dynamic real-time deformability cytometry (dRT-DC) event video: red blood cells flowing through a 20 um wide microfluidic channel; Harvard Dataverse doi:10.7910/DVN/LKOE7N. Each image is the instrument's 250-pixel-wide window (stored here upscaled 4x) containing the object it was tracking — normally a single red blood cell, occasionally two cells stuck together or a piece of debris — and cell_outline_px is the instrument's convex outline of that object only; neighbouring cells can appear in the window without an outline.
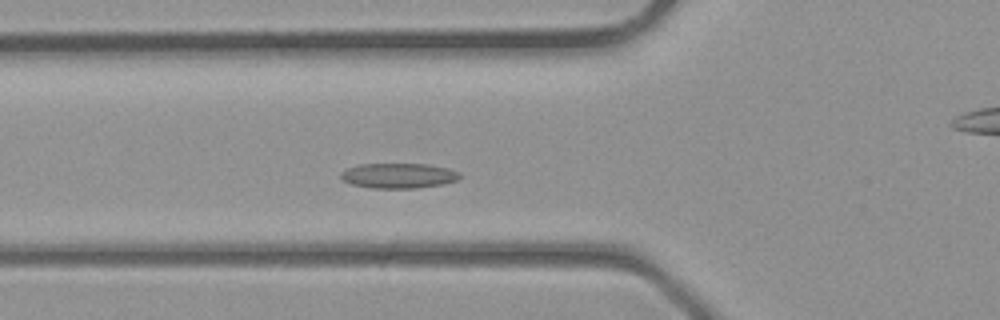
{"species": "common noctule bat (a hibernating species)", "species_latin": "Nyctalus noctula", "temperature_condition": "room temperature", "stored_images_in_passage": 35, "camera_frame_rate_fps": 3000, "um_per_image_px": 0.085, "animal": {"sex": "male", "body_mass_g": 23.1, "forearm_length_mm": 52.7}, "frame": {"image": 1, "passage_image": 10, "time_ms": 3.0, "image_size_px": [1000, 320], "cell_outline_px": [[460, 176], [456, 180], [440, 184], [416, 188], [368, 188], [352, 184], [344, 180], [340, 176], [340, 172], [348, 168], [360, 164], [428, 164], [448, 168], [460, 172]], "centroid_in_image_um": [33.86, 14.93], "position_along_channel_um": 91.9, "area_um2": 17.28}}
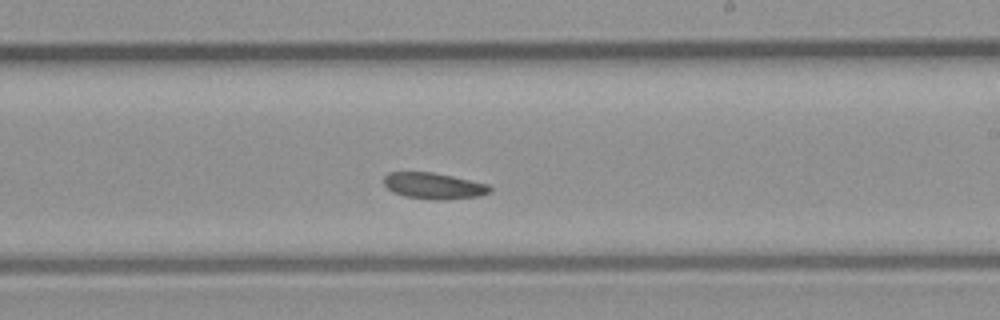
{"frame": {"image": 2, "passage_image": 19, "time_ms": 6.0, "image_size_px": [1000, 320], "cell_outline_px": [[492, 192], [480, 196], [440, 200], [436, 200], [404, 196], [392, 192], [384, 184], [384, 176], [388, 172], [432, 172], [452, 176], [488, 184], [492, 188]], "centroid_in_image_um": [36.87, 15.8], "position_along_channel_um": 252.1, "area_um2": 16.24}}
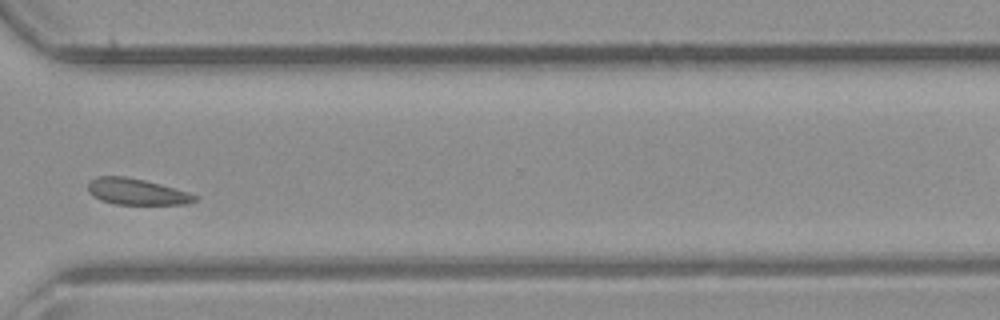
{"frame": {"image": 3, "passage_image": 25, "time_ms": 8.0, "image_size_px": [1000, 320], "cell_outline_px": [[200, 196], [196, 200], [188, 204], [116, 204], [100, 200], [88, 192], [88, 184], [96, 176], [124, 176], [144, 180], [160, 184], [188, 192]], "centroid_in_image_um": [11.62, 16.29], "position_along_channel_um": 359.0, "area_um2": 16.24}}